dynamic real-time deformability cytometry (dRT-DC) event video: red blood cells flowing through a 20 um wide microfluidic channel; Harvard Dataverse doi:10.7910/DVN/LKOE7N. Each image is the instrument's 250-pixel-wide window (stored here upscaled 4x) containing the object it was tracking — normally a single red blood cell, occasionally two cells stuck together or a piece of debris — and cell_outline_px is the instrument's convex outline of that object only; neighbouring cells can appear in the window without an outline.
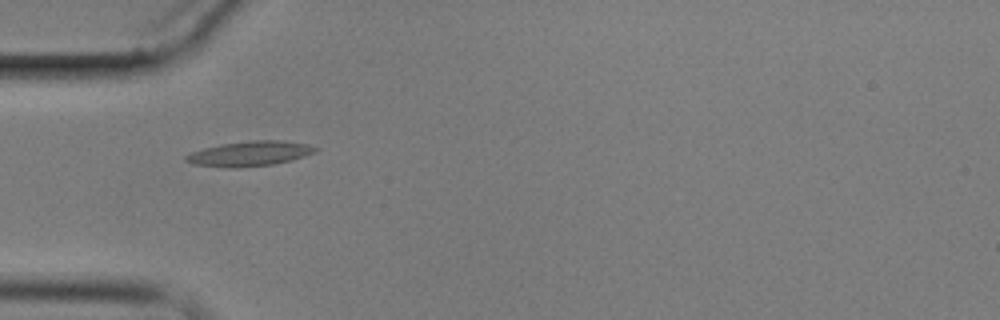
{"species": "common noctule bat (a hibernating species)", "species_latin": "Nyctalus noctula", "temperature_condition": "cold", "stored_images_in_passage": 7, "camera_frame_rate_fps": 3000, "um_per_image_px": 0.085, "animal": {"sex": "male", "body_mass_g": 17.9}, "frame": {"image": 1, "passage_image": 6, "time_ms": 5.667, "image_size_px": [1000, 320], "cell_outline_px": [[320, 148], [316, 152], [292, 160], [272, 164], [236, 168], [228, 168], [192, 164], [184, 160], [184, 156], [192, 152], [204, 148], [220, 144], [252, 140], [276, 140], [304, 144]], "centroid_in_image_um": [21.19, 13.06], "position_along_channel_um": 63.8, "area_um2": 18.73}}
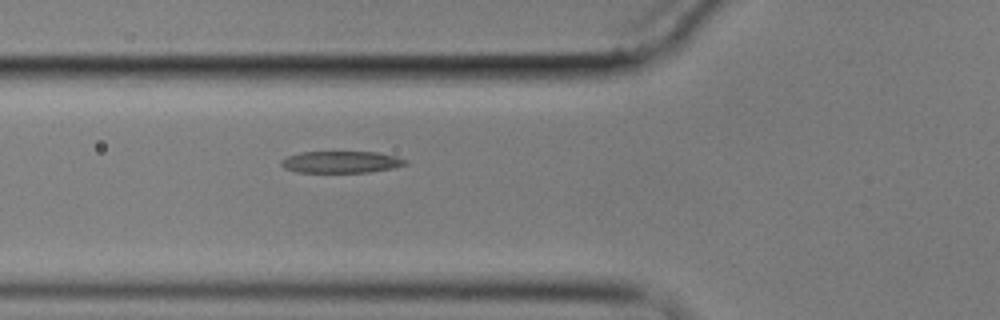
{"frame": {"image": 2, "passage_image": 7, "time_ms": 6.667, "image_size_px": [1000, 320], "cell_outline_px": [[408, 164], [392, 168], [368, 172], [296, 172], [284, 168], [280, 164], [280, 160], [288, 156], [300, 152], [380, 152], [396, 156], [408, 160]], "centroid_in_image_um": [29.0, 13.76], "position_along_channel_um": 96.8, "area_um2": 15.84}}